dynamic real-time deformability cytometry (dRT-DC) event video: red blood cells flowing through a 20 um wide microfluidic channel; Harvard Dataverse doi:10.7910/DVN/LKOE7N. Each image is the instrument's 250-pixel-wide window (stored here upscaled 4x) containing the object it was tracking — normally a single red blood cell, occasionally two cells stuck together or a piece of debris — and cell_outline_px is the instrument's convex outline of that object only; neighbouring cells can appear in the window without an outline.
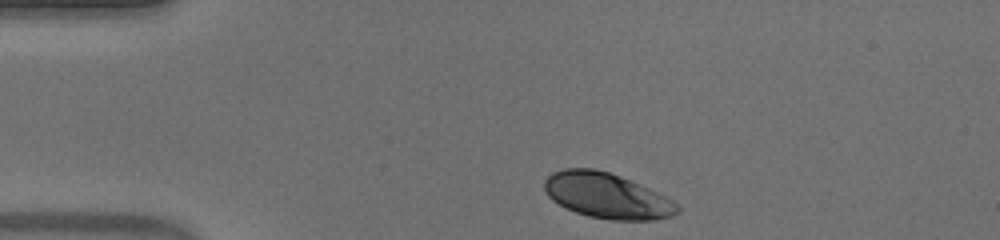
{"species": "human", "species_latin": "Homo sapiens", "temperature_condition": "warm", "stored_images_in_passage": 37, "camera_frame_rate_fps": 3000, "um_per_image_px": 0.085, "donor": {"sex": "male"}, "frame": {"image": 1, "passage_image": 1, "time_ms": 0.0, "image_size_px": [1000, 240], "cell_outline_px": [[680, 212], [672, 216], [656, 220], [612, 220], [588, 216], [576, 212], [552, 200], [548, 196], [544, 188], [544, 180], [552, 172], [564, 168], [592, 168], [608, 172], [620, 176], [648, 188], [680, 204]], "centroid_in_image_um": [51.6, 16.64], "position_along_channel_um": 33.4, "area_um2": 35.08}}
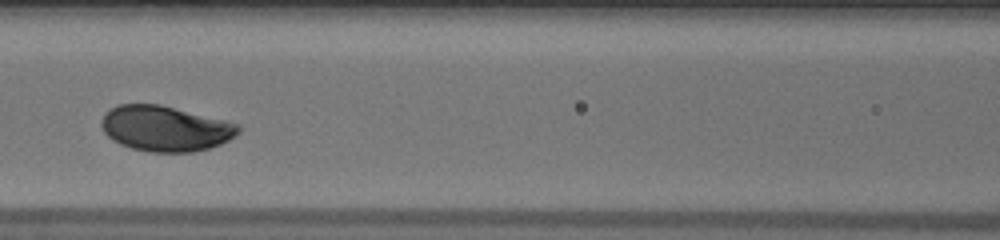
{"frame": {"image": 2, "passage_image": 14, "time_ms": 4.333, "image_size_px": [1000, 240], "cell_outline_px": [[240, 132], [236, 136], [220, 144], [208, 148], [192, 152], [152, 152], [132, 148], [120, 144], [112, 140], [104, 132], [100, 124], [104, 116], [112, 108], [120, 104], [160, 104], [228, 120], [240, 124]], "centroid_in_image_um": [14.1, 10.92], "position_along_channel_um": 152.5, "area_um2": 36.36}}
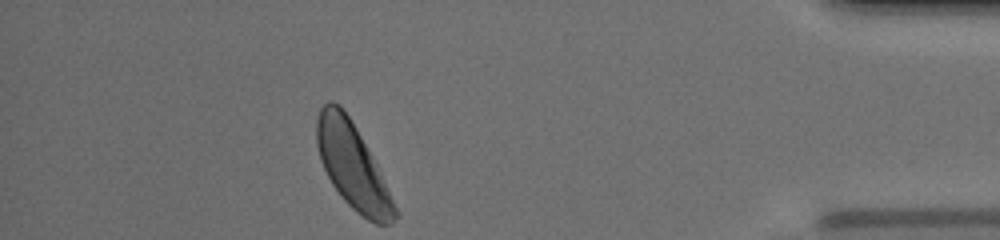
{"frame": {"image": 3, "passage_image": 37, "time_ms": 12.0, "image_size_px": [1000, 240], "cell_outline_px": [[400, 212], [392, 224], [376, 224], [368, 220], [356, 212], [340, 196], [332, 184], [320, 160], [316, 144], [316, 120], [320, 108], [328, 100], [332, 100], [340, 104], [344, 108], [356, 128], [380, 172]], "centroid_in_image_um": [29.96, 14.11], "position_along_channel_um": 405.2, "area_um2": 38.78}, "authors_computed_cell_mechanics": {"area_um2": 36.5874, "velocity_mm_per_s": 3.9145, "shape_relaxation_time_tau1_ms": 1.9378, "shape_relaxation_time_tau2_ms": null, "deformation_change_tau1": 0.1193, "deformation_change_tau2": null}}